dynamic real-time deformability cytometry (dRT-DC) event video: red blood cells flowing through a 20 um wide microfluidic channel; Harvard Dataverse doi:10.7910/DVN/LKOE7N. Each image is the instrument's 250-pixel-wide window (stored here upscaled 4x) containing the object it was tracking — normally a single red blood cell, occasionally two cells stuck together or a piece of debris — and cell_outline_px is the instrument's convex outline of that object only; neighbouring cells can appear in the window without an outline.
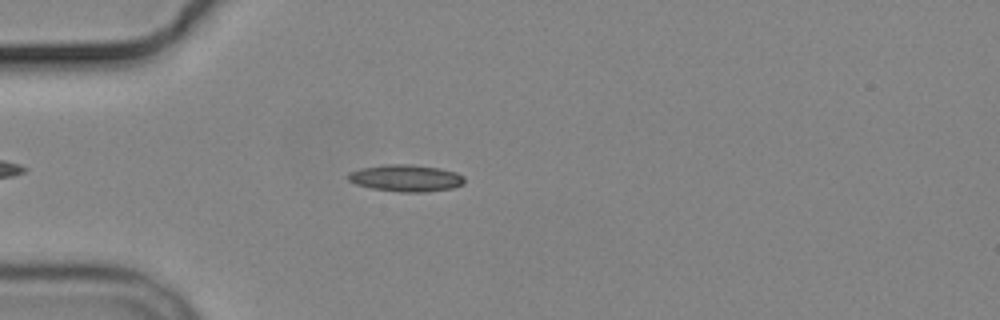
{"species": "common noctule bat (a hibernating species)", "species_latin": "Nyctalus noctula", "temperature_condition": "cold", "stored_images_in_passage": 4, "camera_frame_rate_fps": 3000, "um_per_image_px": 0.085, "animal": {"sex": "male", "body_mass_g": 19.2, "forearm_length_mm": 51.8}, "frame": {"image": 1, "passage_image": 4, "time_ms": 4.0, "image_size_px": [1000, 320], "cell_outline_px": [[464, 184], [452, 188], [424, 192], [400, 192], [372, 188], [356, 184], [348, 180], [348, 172], [360, 168], [384, 164], [412, 164], [440, 168], [456, 172], [464, 176]], "centroid_in_image_um": [34.5, 15.13], "position_along_channel_um": 50.5, "area_um2": 18.32}}